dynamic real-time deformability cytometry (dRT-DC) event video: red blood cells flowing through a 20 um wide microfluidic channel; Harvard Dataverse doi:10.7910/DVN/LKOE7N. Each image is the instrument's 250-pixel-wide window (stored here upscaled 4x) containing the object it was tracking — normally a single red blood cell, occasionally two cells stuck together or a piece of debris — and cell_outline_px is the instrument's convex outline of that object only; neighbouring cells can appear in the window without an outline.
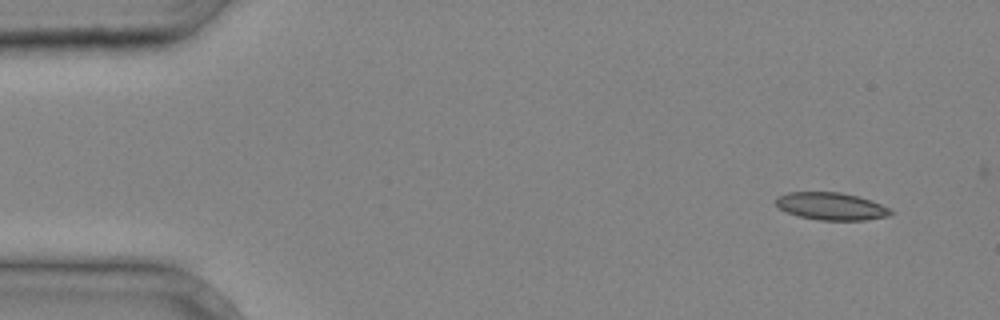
{"species": "common noctule bat (a hibernating species)", "species_latin": "Nyctalus noctula", "temperature_condition": "cold", "stored_images_in_passage": 4, "camera_frame_rate_fps": 3000, "um_per_image_px": 0.085, "animal": {"sex": "male", "body_mass_g": 20.4}, "frame": {"image": 1, "passage_image": 1, "time_ms": 0.0, "image_size_px": [1000, 320], "cell_outline_px": [[896, 212], [888, 216], [864, 220], [820, 220], [800, 216], [788, 212], [780, 208], [776, 204], [776, 196], [788, 192], [840, 192], [872, 200], [892, 208]], "centroid_in_image_um": [70.71, 17.53], "position_along_channel_um": 14.3, "area_um2": 18.44}}
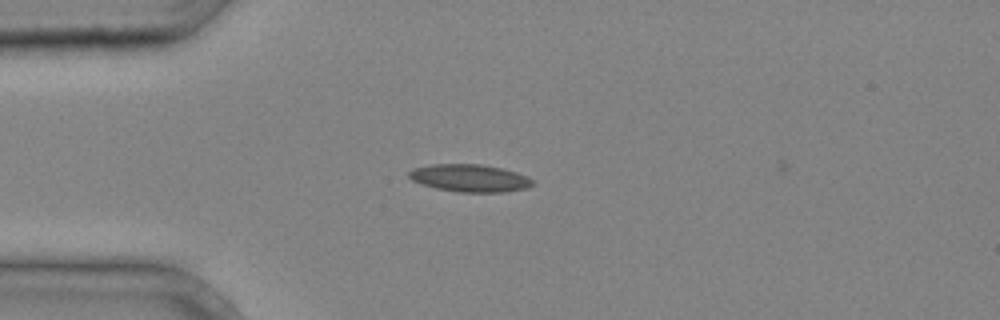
{"frame": {"image": 2, "passage_image": 3, "time_ms": 0.667, "image_size_px": [1000, 320], "cell_outline_px": [[536, 184], [528, 188], [504, 192], [460, 192], [436, 188], [412, 180], [408, 176], [408, 172], [412, 168], [432, 164], [480, 164], [500, 168], [516, 172], [528, 176]], "centroid_in_image_um": [39.96, 15.13], "position_along_channel_um": 45.0, "area_um2": 19.83}}